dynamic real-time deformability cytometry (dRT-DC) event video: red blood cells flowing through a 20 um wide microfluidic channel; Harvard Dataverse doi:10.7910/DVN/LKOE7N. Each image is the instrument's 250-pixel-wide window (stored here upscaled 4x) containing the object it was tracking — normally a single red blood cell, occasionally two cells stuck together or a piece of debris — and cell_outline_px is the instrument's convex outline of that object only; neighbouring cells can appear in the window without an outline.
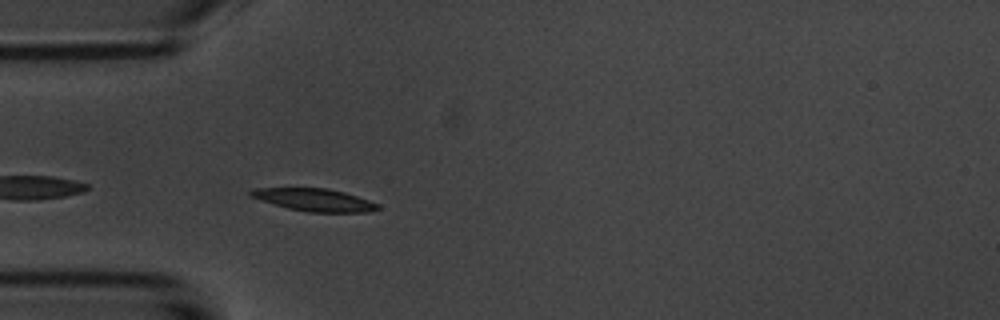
{"species": "common noctule bat (a hibernating species)", "species_latin": "Nyctalus noctula", "temperature_condition": "room temperature", "stored_images_in_passage": 3, "camera_frame_rate_fps": 3000, "um_per_image_px": 0.085, "animal": {"sex": "male", "body_mass_g": 20.1, "forearm_length_mm": 53.5}, "frame": {"image": 1, "passage_image": 3, "time_ms": 2.333, "image_size_px": [1000, 320], "cell_outline_px": [[380, 208], [368, 212], [308, 212], [288, 208], [248, 196], [248, 192], [252, 188], [328, 188], [344, 192], [380, 204]], "centroid_in_image_um": [26.71, 16.98], "position_along_channel_um": 58.3, "area_um2": 16.65}}